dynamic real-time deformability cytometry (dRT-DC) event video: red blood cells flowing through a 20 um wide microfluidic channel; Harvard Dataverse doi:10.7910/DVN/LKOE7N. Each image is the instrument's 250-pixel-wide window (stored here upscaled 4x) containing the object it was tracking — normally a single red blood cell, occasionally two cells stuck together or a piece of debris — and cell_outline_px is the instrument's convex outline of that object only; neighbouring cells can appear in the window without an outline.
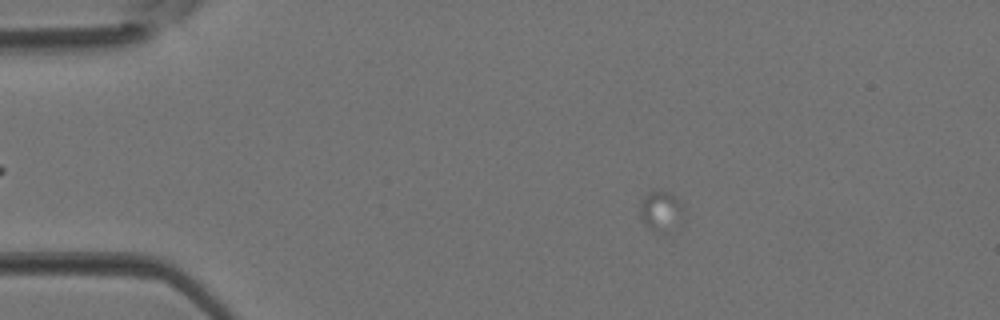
{"species": "Egyptian fruit bat (a non-hibernating species)", "species_latin": "Rousettus aegyptiacus", "temperature_condition": "room temperature", "stored_images_in_passage": 4, "camera_frame_rate_fps": 3000, "um_per_image_px": 0.085, "animal": {"sex": "female"}, "frame": {"image": 1, "passage_image": 2, "time_ms": 0.333, "image_size_px": [1000, 320], "cell_outline_px": [[684, 220], [656, 232], [648, 228], [644, 224], [640, 216], [640, 200], [648, 192], [660, 188], [676, 196], [680, 204], [684, 216]], "centroid_in_image_um": [56.13, 17.85], "position_along_channel_um": 28.9, "area_um2": 10.06}}